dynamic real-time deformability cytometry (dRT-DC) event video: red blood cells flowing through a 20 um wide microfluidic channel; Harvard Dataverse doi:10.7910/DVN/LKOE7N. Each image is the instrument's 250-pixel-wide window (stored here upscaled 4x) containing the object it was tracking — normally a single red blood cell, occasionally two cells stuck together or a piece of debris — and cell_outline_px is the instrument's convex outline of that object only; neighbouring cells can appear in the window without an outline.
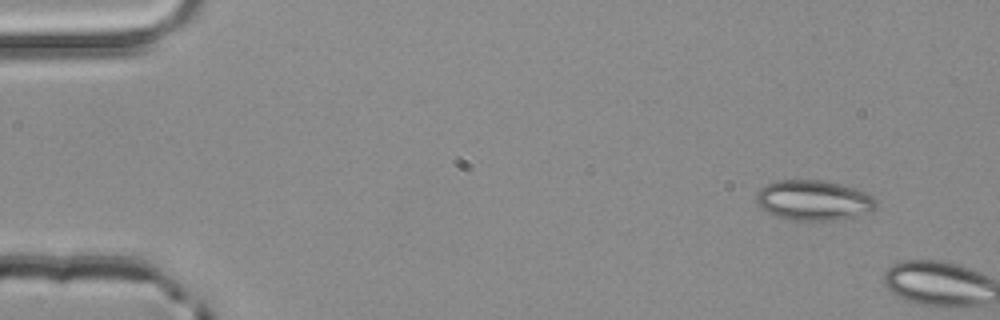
{"species": "common noctule bat (a hibernating species)", "species_latin": "Nyctalus noctula", "temperature_condition": "room temperature", "stored_images_in_passage": 2, "camera_frame_rate_fps": 3000, "um_per_image_px": 0.085, "animal": {"sex": "male", "body_mass_g": 20.4}, "frame": {"image": 1, "passage_image": 1, "time_ms": 0.0, "image_size_px": [1000, 320], "cell_outline_px": [[876, 208], [872, 212], [840, 220], [792, 220], [776, 216], [760, 208], [756, 204], [756, 192], [764, 184], [776, 180], [824, 180], [840, 184], [864, 192], [872, 196], [876, 200]], "centroid_in_image_um": [69.13, 17.02], "position_along_channel_um": 15.9, "area_um2": 28.32}}